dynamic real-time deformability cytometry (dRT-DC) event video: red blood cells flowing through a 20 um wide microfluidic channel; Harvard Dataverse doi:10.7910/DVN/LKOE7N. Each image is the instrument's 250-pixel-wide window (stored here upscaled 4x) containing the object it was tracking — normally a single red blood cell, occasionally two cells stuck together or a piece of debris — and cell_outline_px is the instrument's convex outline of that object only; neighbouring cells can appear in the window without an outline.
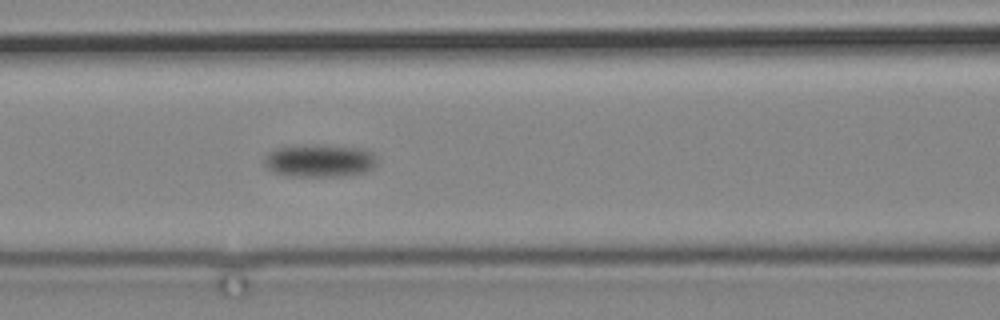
{"species": "common noctule bat (a hibernating species)", "species_latin": "Nyctalus noctula", "temperature_condition": "cold", "stored_images_in_passage": 4, "camera_frame_rate_fps": 3000, "um_per_image_px": 0.085, "animal": {"sex": "male", "body_mass_g": 19.2, "forearm_length_mm": 51.8}, "frame": {"image": 1, "passage_image": 4, "time_ms": 3.667, "image_size_px": [1000, 320], "cell_outline_px": [[376, 160], [372, 168], [364, 172], [336, 176], [288, 176], [272, 172], [264, 164], [264, 156], [268, 152], [276, 148], [312, 144], [364, 148], [376, 152]], "centroid_in_image_um": [27.15, 13.64], "position_along_channel_um": 139.4, "area_um2": 21.68}}